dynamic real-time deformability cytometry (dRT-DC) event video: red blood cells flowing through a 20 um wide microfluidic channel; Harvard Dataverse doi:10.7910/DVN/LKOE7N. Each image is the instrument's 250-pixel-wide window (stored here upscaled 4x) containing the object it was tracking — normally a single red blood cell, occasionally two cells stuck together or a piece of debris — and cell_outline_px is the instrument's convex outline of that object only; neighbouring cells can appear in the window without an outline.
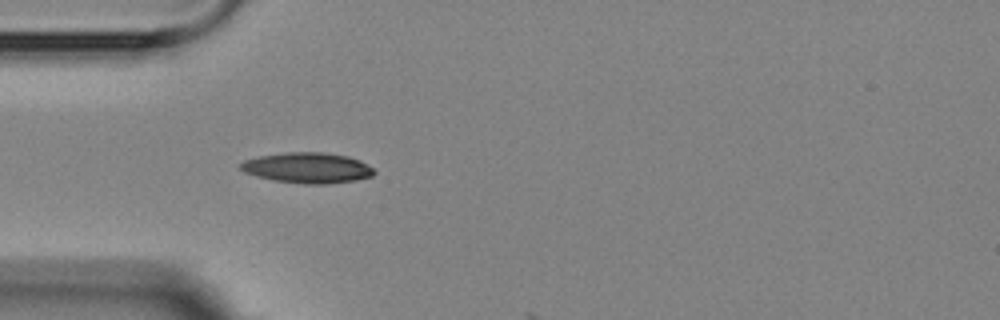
{"species": "Egyptian fruit bat (a non-hibernating species)", "species_latin": "Rousettus aegyptiacus", "temperature_condition": "room temperature", "stored_images_in_passage": 5, "camera_frame_rate_fps": 3000, "um_per_image_px": 0.085, "animal": {"sex": "female"}, "frame": {"image": 1, "passage_image": 5, "time_ms": 4.667, "image_size_px": [1000, 320], "cell_outline_px": [[376, 172], [372, 176], [356, 180], [324, 184], [304, 184], [276, 180], [256, 176], [244, 172], [240, 168], [240, 164], [244, 160], [260, 156], [284, 152], [324, 152], [348, 156], [360, 160], [372, 168]], "centroid_in_image_um": [26.14, 14.26], "position_along_channel_um": 58.9, "area_um2": 23.7}}